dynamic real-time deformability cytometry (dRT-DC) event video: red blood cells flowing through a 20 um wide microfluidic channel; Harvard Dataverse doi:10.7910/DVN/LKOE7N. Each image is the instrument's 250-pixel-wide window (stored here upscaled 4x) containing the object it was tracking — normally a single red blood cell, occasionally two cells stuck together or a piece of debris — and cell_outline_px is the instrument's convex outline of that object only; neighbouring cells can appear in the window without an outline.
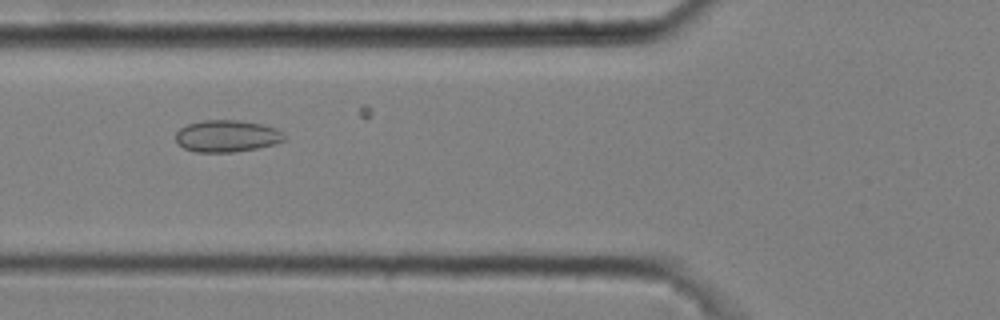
{"species": "common noctule bat (a hibernating species)", "species_latin": "Nyctalus noctula", "temperature_condition": "cold", "stored_images_in_passage": 7, "camera_frame_rate_fps": 3000, "um_per_image_px": 0.085, "animal": {"sex": "male", "body_mass_g": 20.4}, "frame": {"image": 1, "passage_image": 6, "time_ms": 1.667, "image_size_px": [1000, 320], "cell_outline_px": [[288, 140], [276, 144], [236, 152], [196, 152], [184, 148], [176, 144], [176, 132], [180, 128], [188, 124], [204, 120], [236, 120], [260, 124], [276, 128], [284, 132]], "centroid_in_image_um": [19.31, 11.57], "position_along_channel_um": 106.5, "area_um2": 20.4}}
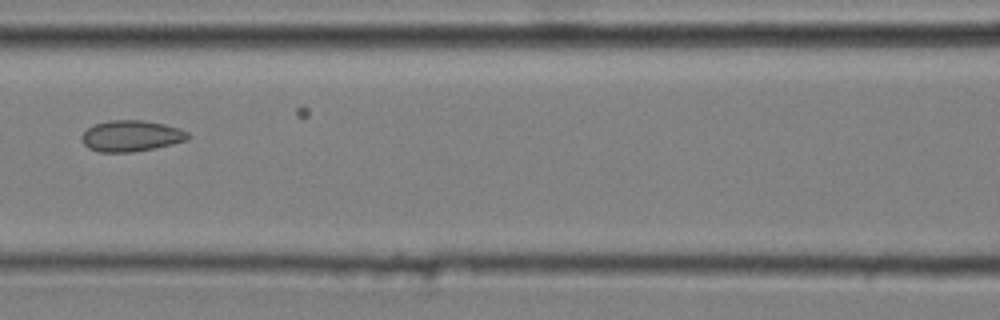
{"frame": {"image": 2, "passage_image": 7, "time_ms": 2.0, "image_size_px": [1000, 320], "cell_outline_px": [[192, 136], [188, 140], [172, 144], [132, 152], [100, 152], [88, 148], [80, 140], [80, 136], [88, 128], [96, 124], [108, 120], [144, 120], [164, 124], [180, 128], [188, 132]], "centroid_in_image_um": [11.16, 11.55], "position_along_channel_um": 155.4, "area_um2": 19.36}}